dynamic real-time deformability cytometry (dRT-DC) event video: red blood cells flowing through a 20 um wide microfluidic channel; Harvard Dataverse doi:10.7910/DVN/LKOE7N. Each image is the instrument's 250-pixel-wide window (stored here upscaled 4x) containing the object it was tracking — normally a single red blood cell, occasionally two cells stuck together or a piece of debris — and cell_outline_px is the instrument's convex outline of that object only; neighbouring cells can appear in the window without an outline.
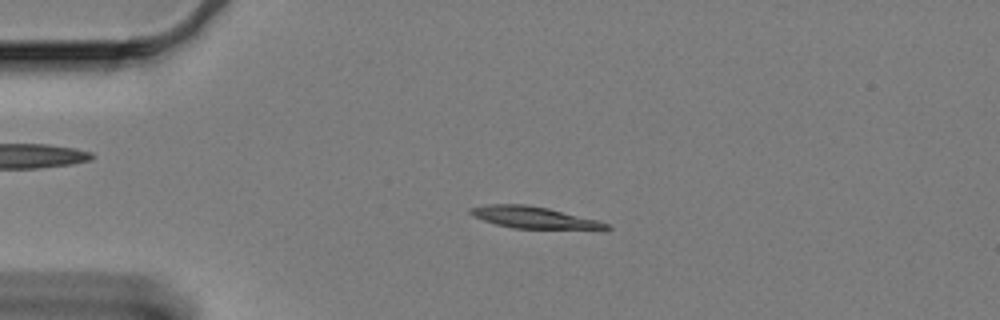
{"species": "Egyptian fruit bat (a non-hibernating species)", "species_latin": "Rousettus aegyptiacus", "temperature_condition": "cold", "stored_images_in_passage": 51, "camera_frame_rate_fps": 3000, "um_per_image_px": 0.085, "animal": {"sex": "female"}, "frame": {"image": 1, "passage_image": 3, "time_ms": 0.667, "image_size_px": [1000, 320], "cell_outline_px": [[612, 228], [512, 228], [496, 224], [472, 216], [468, 212], [468, 208], [484, 204], [524, 204], [548, 208], [596, 220], [608, 224]], "centroid_in_image_um": [45.21, 18.45], "position_along_channel_um": 39.8, "area_um2": 16.7}}
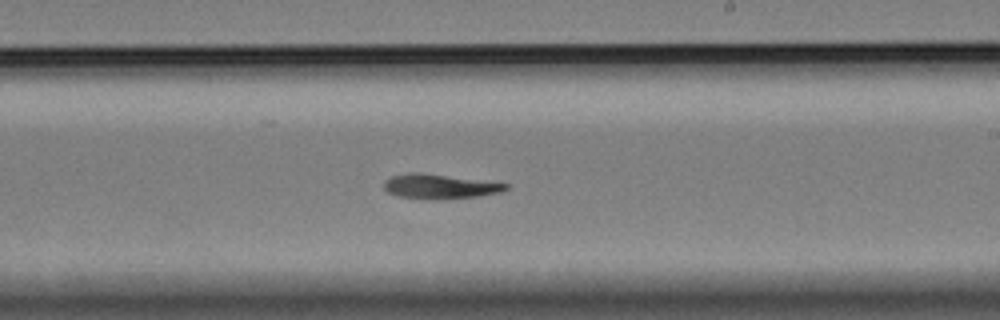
{"frame": {"image": 2, "passage_image": 25, "time_ms": 8.0, "image_size_px": [1000, 320], "cell_outline_px": [[508, 188], [500, 192], [480, 196], [436, 200], [424, 200], [396, 196], [388, 192], [384, 188], [384, 180], [392, 176], [412, 172], [420, 172], [508, 184]], "centroid_in_image_um": [37.31, 15.87], "position_along_channel_um": 251.7, "area_um2": 17.51}}
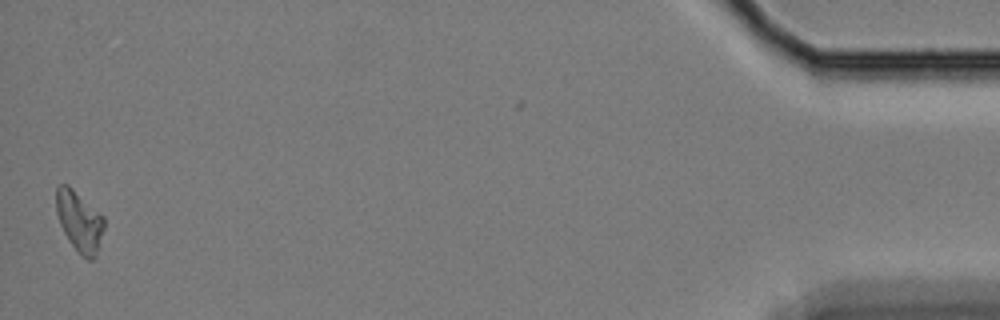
{"frame": {"image": 3, "passage_image": 49, "time_ms": 16.0, "image_size_px": [1000, 320], "cell_outline_px": [[104, 228], [96, 256], [92, 260], [88, 260], [80, 256], [68, 240], [60, 224], [56, 212], [56, 184], [68, 184], [104, 216]], "centroid_in_image_um": [6.74, 18.81], "position_along_channel_um": 428.5, "area_um2": 17.11}}